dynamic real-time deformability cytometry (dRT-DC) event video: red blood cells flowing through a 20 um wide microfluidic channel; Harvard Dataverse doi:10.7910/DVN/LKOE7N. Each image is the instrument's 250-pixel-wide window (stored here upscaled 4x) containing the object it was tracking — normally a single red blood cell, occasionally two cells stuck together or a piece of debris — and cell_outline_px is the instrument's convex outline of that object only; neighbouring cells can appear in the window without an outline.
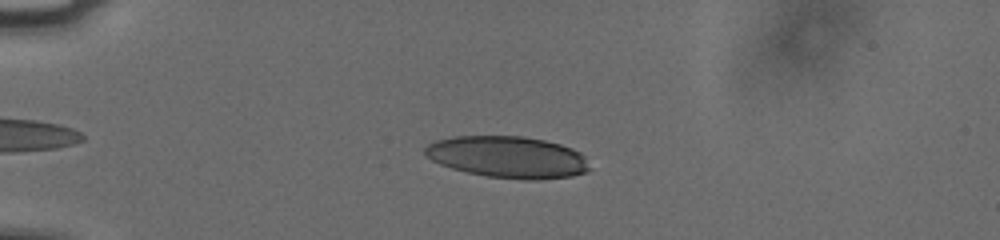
{"species": "human", "species_latin": "Homo sapiens", "temperature_condition": "cold", "stored_images_in_passage": 39, "camera_frame_rate_fps": 3000, "um_per_image_px": 0.085, "donor": {"sex": "male"}, "frame": {"image": 1, "passage_image": 4, "time_ms": 1.0, "image_size_px": [1000, 240], "cell_outline_px": [[592, 168], [584, 172], [572, 176], [536, 180], [528, 180], [488, 176], [468, 172], [452, 168], [440, 164], [432, 160], [424, 152], [424, 148], [428, 144], [436, 140], [452, 136], [524, 136], [544, 140], [560, 144], [572, 148], [580, 152], [584, 156]], "centroid_in_image_um": [43.18, 13.34], "position_along_channel_um": 41.8, "area_um2": 40.0}}
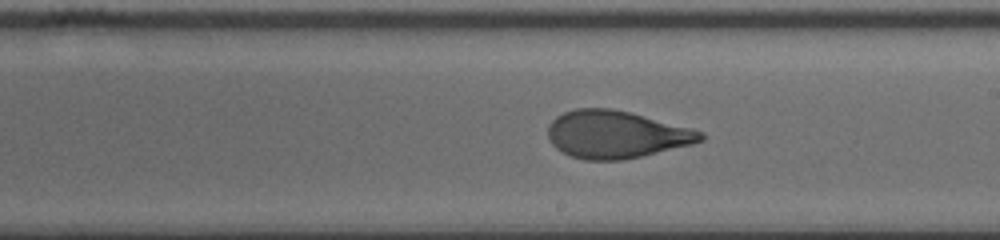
{"frame": {"image": 2, "passage_image": 23, "time_ms": 7.333, "image_size_px": [1000, 240], "cell_outline_px": [[704, 140], [692, 144], [640, 156], [620, 160], [584, 160], [560, 152], [552, 144], [548, 136], [548, 124], [556, 116], [564, 112], [576, 108], [608, 108], [628, 112], [704, 132]], "centroid_in_image_um": [52.31, 11.43], "position_along_channel_um": 236.7, "area_um2": 41.85}}
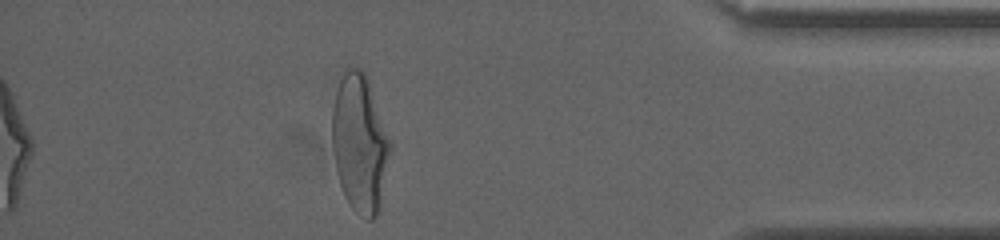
{"frame": {"image": 3, "passage_image": 39, "time_ms": 12.667, "image_size_px": [1000, 240], "cell_outline_px": [[392, 148], [380, 212], [372, 220], [368, 220], [356, 212], [352, 208], [344, 196], [340, 184], [336, 168], [332, 148], [332, 112], [336, 92], [344, 68], [348, 64], [360, 68], [364, 72], [368, 80], [392, 144]], "centroid_in_image_um": [30.6, 12.2], "position_along_channel_um": 404.6, "area_um2": 47.22}, "authors_computed_cell_mechanics": {"area_um2": 42.4252, "velocity_mm_per_s": 3.7893, "shape_relaxation_time_tau1_ms": 4.3194, "shape_relaxation_time_tau2_ms": 0.9783, "deformation_change_tau1": 0.194, "deformation_change_tau2": 0.08}}